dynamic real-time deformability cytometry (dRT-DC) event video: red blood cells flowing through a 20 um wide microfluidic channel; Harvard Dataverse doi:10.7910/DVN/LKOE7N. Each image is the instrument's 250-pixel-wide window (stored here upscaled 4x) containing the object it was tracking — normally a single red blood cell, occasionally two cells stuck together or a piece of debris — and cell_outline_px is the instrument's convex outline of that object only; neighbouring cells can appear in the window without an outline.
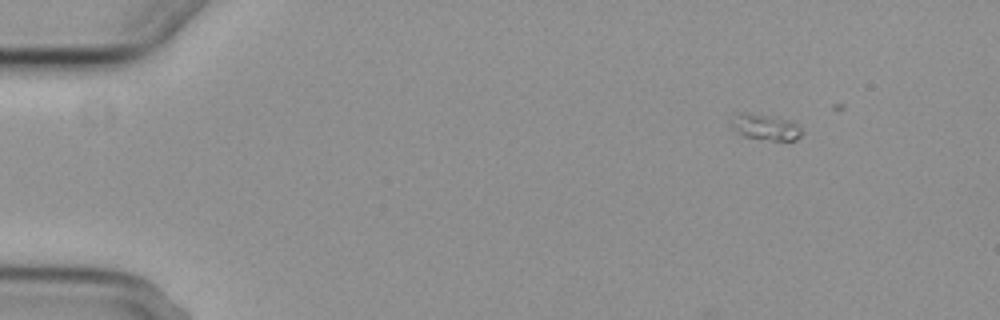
{"species": "common noctule bat (a hibernating species)", "species_latin": "Nyctalus noctula", "temperature_condition": "cold", "stored_images_in_passage": 5, "camera_frame_rate_fps": 3000, "um_per_image_px": 0.085, "animal": {"sex": "female", "body_mass_g": 29.2, "forearm_length_mm": 56.3}, "frame": {"image": 1, "passage_image": 1, "time_ms": 0.0, "image_size_px": [1000, 320], "cell_outline_px": [[800, 136], [796, 140], [772, 140], [744, 136], [732, 124], [732, 112], [740, 112], [788, 120], [796, 124], [800, 128]], "centroid_in_image_um": [65.04, 10.8], "position_along_channel_um": 20.0, "area_um2": 10.06}}